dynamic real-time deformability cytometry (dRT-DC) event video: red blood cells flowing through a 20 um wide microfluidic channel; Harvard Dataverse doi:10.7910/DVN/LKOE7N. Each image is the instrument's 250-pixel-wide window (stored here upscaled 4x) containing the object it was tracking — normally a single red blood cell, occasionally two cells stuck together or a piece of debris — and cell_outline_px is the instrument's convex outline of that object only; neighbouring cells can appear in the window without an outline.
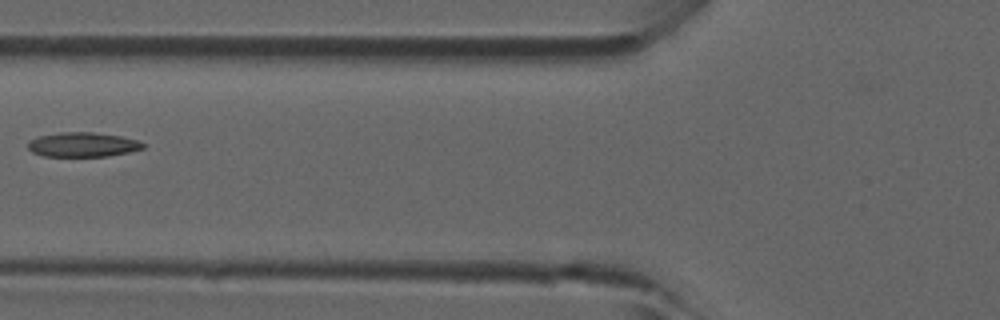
{"species": "common noctule bat (a hibernating species)", "species_latin": "Nyctalus noctula", "temperature_condition": "room temperature", "stored_images_in_passage": 6, "camera_frame_rate_fps": 3000, "um_per_image_px": 0.085, "animal": {"sex": "male", "forearm_length_mm": 52.5}, "frame": {"image": 1, "passage_image": 6, "time_ms": 1.667, "image_size_px": [1000, 320], "cell_outline_px": [[148, 144], [144, 148], [128, 152], [108, 156], [44, 156], [32, 152], [28, 148], [28, 140], [40, 136], [60, 132], [92, 132], [120, 136], [136, 140]], "centroid_in_image_um": [7.04, 12.29], "position_along_channel_um": 118.8, "area_um2": 16.42}}